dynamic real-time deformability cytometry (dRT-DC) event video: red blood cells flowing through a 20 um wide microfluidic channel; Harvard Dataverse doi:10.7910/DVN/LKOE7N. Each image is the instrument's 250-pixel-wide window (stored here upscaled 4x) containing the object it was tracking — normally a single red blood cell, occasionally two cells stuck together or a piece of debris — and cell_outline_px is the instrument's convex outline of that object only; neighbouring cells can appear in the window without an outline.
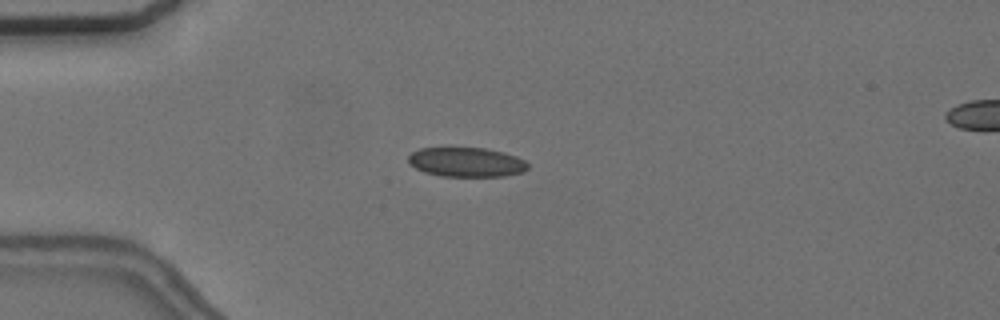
{"species": "common noctule bat (a hibernating species)", "species_latin": "Nyctalus noctula", "temperature_condition": "cold", "stored_images_in_passage": 9, "camera_frame_rate_fps": 3000, "um_per_image_px": 0.085, "animal": {"sex": "female", "body_mass_g": 24.6, "forearm_length_mm": 56.2}, "frame": {"image": 1, "passage_image": 3, "time_ms": 3.667, "image_size_px": [1000, 320], "cell_outline_px": [[528, 168], [524, 172], [504, 176], [440, 176], [424, 172], [408, 164], [408, 156], [412, 152], [420, 148], [484, 148], [504, 152], [516, 156], [524, 160], [528, 164]], "centroid_in_image_um": [39.64, 13.78], "position_along_channel_um": 45.4, "area_um2": 20.58}}
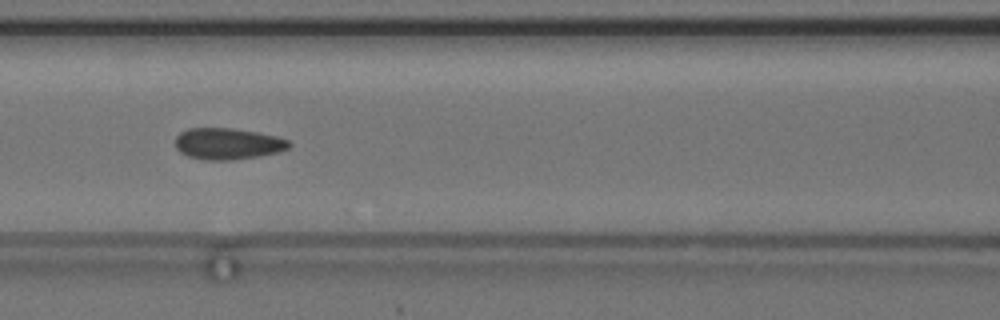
{"frame": {"image": 2, "passage_image": 6, "time_ms": 7.0, "image_size_px": [1000, 320], "cell_outline_px": [[292, 144], [288, 148], [280, 152], [260, 156], [232, 160], [204, 160], [188, 156], [180, 152], [176, 148], [176, 136], [180, 132], [188, 128], [232, 128], [256, 132], [276, 136], [288, 140]], "centroid_in_image_um": [19.36, 12.22], "position_along_channel_um": 147.2, "area_um2": 20.92}}